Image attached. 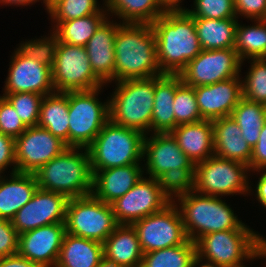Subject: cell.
I'll list each match as a JSON object with an SVG mask.
<instances>
[{
  "label": "cell",
  "instance_id": "obj_1",
  "mask_svg": "<svg viewBox=\"0 0 266 267\" xmlns=\"http://www.w3.org/2000/svg\"><path fill=\"white\" fill-rule=\"evenodd\" d=\"M162 74L179 75L202 48L193 17L185 8H168L152 24Z\"/></svg>",
  "mask_w": 266,
  "mask_h": 267
},
{
  "label": "cell",
  "instance_id": "obj_2",
  "mask_svg": "<svg viewBox=\"0 0 266 267\" xmlns=\"http://www.w3.org/2000/svg\"><path fill=\"white\" fill-rule=\"evenodd\" d=\"M114 51L115 82L163 75L157 62L155 34L149 23L117 24Z\"/></svg>",
  "mask_w": 266,
  "mask_h": 267
},
{
  "label": "cell",
  "instance_id": "obj_3",
  "mask_svg": "<svg viewBox=\"0 0 266 267\" xmlns=\"http://www.w3.org/2000/svg\"><path fill=\"white\" fill-rule=\"evenodd\" d=\"M34 176L38 188L58 192L68 198L83 197L92 192L93 173L87 148H66L40 167Z\"/></svg>",
  "mask_w": 266,
  "mask_h": 267
},
{
  "label": "cell",
  "instance_id": "obj_4",
  "mask_svg": "<svg viewBox=\"0 0 266 267\" xmlns=\"http://www.w3.org/2000/svg\"><path fill=\"white\" fill-rule=\"evenodd\" d=\"M176 201L186 235L193 242L208 233L250 229L219 196L203 195L193 190Z\"/></svg>",
  "mask_w": 266,
  "mask_h": 267
},
{
  "label": "cell",
  "instance_id": "obj_5",
  "mask_svg": "<svg viewBox=\"0 0 266 267\" xmlns=\"http://www.w3.org/2000/svg\"><path fill=\"white\" fill-rule=\"evenodd\" d=\"M144 136L136 129L123 127L109 119L87 147L92 173L113 167L140 164L143 160Z\"/></svg>",
  "mask_w": 266,
  "mask_h": 267
},
{
  "label": "cell",
  "instance_id": "obj_6",
  "mask_svg": "<svg viewBox=\"0 0 266 267\" xmlns=\"http://www.w3.org/2000/svg\"><path fill=\"white\" fill-rule=\"evenodd\" d=\"M263 236L253 229L208 233L196 242V254L219 267H245L244 260L263 256Z\"/></svg>",
  "mask_w": 266,
  "mask_h": 267
},
{
  "label": "cell",
  "instance_id": "obj_7",
  "mask_svg": "<svg viewBox=\"0 0 266 267\" xmlns=\"http://www.w3.org/2000/svg\"><path fill=\"white\" fill-rule=\"evenodd\" d=\"M116 86L109 99V119L144 135L149 134L154 106V77L118 81Z\"/></svg>",
  "mask_w": 266,
  "mask_h": 267
},
{
  "label": "cell",
  "instance_id": "obj_8",
  "mask_svg": "<svg viewBox=\"0 0 266 267\" xmlns=\"http://www.w3.org/2000/svg\"><path fill=\"white\" fill-rule=\"evenodd\" d=\"M101 89L68 92L69 147L87 148L109 120V100L97 97Z\"/></svg>",
  "mask_w": 266,
  "mask_h": 267
},
{
  "label": "cell",
  "instance_id": "obj_9",
  "mask_svg": "<svg viewBox=\"0 0 266 267\" xmlns=\"http://www.w3.org/2000/svg\"><path fill=\"white\" fill-rule=\"evenodd\" d=\"M118 225L111 204L92 194L69 198L65 219L66 233L103 243Z\"/></svg>",
  "mask_w": 266,
  "mask_h": 267
},
{
  "label": "cell",
  "instance_id": "obj_10",
  "mask_svg": "<svg viewBox=\"0 0 266 267\" xmlns=\"http://www.w3.org/2000/svg\"><path fill=\"white\" fill-rule=\"evenodd\" d=\"M244 163L212 156L195 164V191L210 196H227L251 193Z\"/></svg>",
  "mask_w": 266,
  "mask_h": 267
},
{
  "label": "cell",
  "instance_id": "obj_11",
  "mask_svg": "<svg viewBox=\"0 0 266 267\" xmlns=\"http://www.w3.org/2000/svg\"><path fill=\"white\" fill-rule=\"evenodd\" d=\"M51 71L55 92L89 91L104 85L94 74L84 46L58 42Z\"/></svg>",
  "mask_w": 266,
  "mask_h": 267
},
{
  "label": "cell",
  "instance_id": "obj_12",
  "mask_svg": "<svg viewBox=\"0 0 266 267\" xmlns=\"http://www.w3.org/2000/svg\"><path fill=\"white\" fill-rule=\"evenodd\" d=\"M135 229L143 253L184 244L186 235L182 217L175 202L160 212L148 215L131 224Z\"/></svg>",
  "mask_w": 266,
  "mask_h": 267
},
{
  "label": "cell",
  "instance_id": "obj_13",
  "mask_svg": "<svg viewBox=\"0 0 266 267\" xmlns=\"http://www.w3.org/2000/svg\"><path fill=\"white\" fill-rule=\"evenodd\" d=\"M242 63L234 48L202 50L179 76L188 86L210 85L240 76Z\"/></svg>",
  "mask_w": 266,
  "mask_h": 267
},
{
  "label": "cell",
  "instance_id": "obj_14",
  "mask_svg": "<svg viewBox=\"0 0 266 267\" xmlns=\"http://www.w3.org/2000/svg\"><path fill=\"white\" fill-rule=\"evenodd\" d=\"M171 202L164 196L157 179L140 180L122 197L111 203L118 224L131 225L148 215L160 212Z\"/></svg>",
  "mask_w": 266,
  "mask_h": 267
},
{
  "label": "cell",
  "instance_id": "obj_15",
  "mask_svg": "<svg viewBox=\"0 0 266 267\" xmlns=\"http://www.w3.org/2000/svg\"><path fill=\"white\" fill-rule=\"evenodd\" d=\"M66 148V143L46 128L38 125L27 127L22 135L15 138L17 172L34 174Z\"/></svg>",
  "mask_w": 266,
  "mask_h": 267
},
{
  "label": "cell",
  "instance_id": "obj_16",
  "mask_svg": "<svg viewBox=\"0 0 266 267\" xmlns=\"http://www.w3.org/2000/svg\"><path fill=\"white\" fill-rule=\"evenodd\" d=\"M69 198L61 193L38 188L11 220L18 234L54 223H65Z\"/></svg>",
  "mask_w": 266,
  "mask_h": 267
},
{
  "label": "cell",
  "instance_id": "obj_17",
  "mask_svg": "<svg viewBox=\"0 0 266 267\" xmlns=\"http://www.w3.org/2000/svg\"><path fill=\"white\" fill-rule=\"evenodd\" d=\"M10 59L5 93L30 92L46 96L55 92L51 68L23 56L17 49Z\"/></svg>",
  "mask_w": 266,
  "mask_h": 267
},
{
  "label": "cell",
  "instance_id": "obj_18",
  "mask_svg": "<svg viewBox=\"0 0 266 267\" xmlns=\"http://www.w3.org/2000/svg\"><path fill=\"white\" fill-rule=\"evenodd\" d=\"M65 233V223H54L19 234L17 253L40 267H55Z\"/></svg>",
  "mask_w": 266,
  "mask_h": 267
},
{
  "label": "cell",
  "instance_id": "obj_19",
  "mask_svg": "<svg viewBox=\"0 0 266 267\" xmlns=\"http://www.w3.org/2000/svg\"><path fill=\"white\" fill-rule=\"evenodd\" d=\"M144 136L142 158L146 174L157 179L165 171L178 168H195V164L184 154L171 133H153ZM153 135V136H152Z\"/></svg>",
  "mask_w": 266,
  "mask_h": 267
},
{
  "label": "cell",
  "instance_id": "obj_20",
  "mask_svg": "<svg viewBox=\"0 0 266 267\" xmlns=\"http://www.w3.org/2000/svg\"><path fill=\"white\" fill-rule=\"evenodd\" d=\"M242 78L232 77L214 84L194 87L197 105L204 120L231 115L242 99Z\"/></svg>",
  "mask_w": 266,
  "mask_h": 267
},
{
  "label": "cell",
  "instance_id": "obj_21",
  "mask_svg": "<svg viewBox=\"0 0 266 267\" xmlns=\"http://www.w3.org/2000/svg\"><path fill=\"white\" fill-rule=\"evenodd\" d=\"M109 17L98 27L84 46L94 74L104 83L115 80L114 42L117 34V22Z\"/></svg>",
  "mask_w": 266,
  "mask_h": 267
},
{
  "label": "cell",
  "instance_id": "obj_22",
  "mask_svg": "<svg viewBox=\"0 0 266 267\" xmlns=\"http://www.w3.org/2000/svg\"><path fill=\"white\" fill-rule=\"evenodd\" d=\"M141 164L113 167L93 173L91 194L107 204L122 197L142 178L144 169Z\"/></svg>",
  "mask_w": 266,
  "mask_h": 267
},
{
  "label": "cell",
  "instance_id": "obj_23",
  "mask_svg": "<svg viewBox=\"0 0 266 267\" xmlns=\"http://www.w3.org/2000/svg\"><path fill=\"white\" fill-rule=\"evenodd\" d=\"M214 156L250 165L252 148L242 137L239 125L231 118L212 120Z\"/></svg>",
  "mask_w": 266,
  "mask_h": 267
},
{
  "label": "cell",
  "instance_id": "obj_24",
  "mask_svg": "<svg viewBox=\"0 0 266 267\" xmlns=\"http://www.w3.org/2000/svg\"><path fill=\"white\" fill-rule=\"evenodd\" d=\"M178 146L196 164L214 155L212 120L181 124L171 132Z\"/></svg>",
  "mask_w": 266,
  "mask_h": 267
},
{
  "label": "cell",
  "instance_id": "obj_25",
  "mask_svg": "<svg viewBox=\"0 0 266 267\" xmlns=\"http://www.w3.org/2000/svg\"><path fill=\"white\" fill-rule=\"evenodd\" d=\"M181 83L179 75L163 74L154 77L152 133H170L175 128L173 102L175 90Z\"/></svg>",
  "mask_w": 266,
  "mask_h": 267
},
{
  "label": "cell",
  "instance_id": "obj_26",
  "mask_svg": "<svg viewBox=\"0 0 266 267\" xmlns=\"http://www.w3.org/2000/svg\"><path fill=\"white\" fill-rule=\"evenodd\" d=\"M5 179L0 174V218L12 220L15 214L29 202L38 184L32 173H10Z\"/></svg>",
  "mask_w": 266,
  "mask_h": 267
},
{
  "label": "cell",
  "instance_id": "obj_27",
  "mask_svg": "<svg viewBox=\"0 0 266 267\" xmlns=\"http://www.w3.org/2000/svg\"><path fill=\"white\" fill-rule=\"evenodd\" d=\"M104 257L125 267H141L143 251L132 225L119 224L103 242Z\"/></svg>",
  "mask_w": 266,
  "mask_h": 267
},
{
  "label": "cell",
  "instance_id": "obj_28",
  "mask_svg": "<svg viewBox=\"0 0 266 267\" xmlns=\"http://www.w3.org/2000/svg\"><path fill=\"white\" fill-rule=\"evenodd\" d=\"M103 257V243L65 233L55 267H97Z\"/></svg>",
  "mask_w": 266,
  "mask_h": 267
},
{
  "label": "cell",
  "instance_id": "obj_29",
  "mask_svg": "<svg viewBox=\"0 0 266 267\" xmlns=\"http://www.w3.org/2000/svg\"><path fill=\"white\" fill-rule=\"evenodd\" d=\"M202 50L234 48L238 18L193 17Z\"/></svg>",
  "mask_w": 266,
  "mask_h": 267
},
{
  "label": "cell",
  "instance_id": "obj_30",
  "mask_svg": "<svg viewBox=\"0 0 266 267\" xmlns=\"http://www.w3.org/2000/svg\"><path fill=\"white\" fill-rule=\"evenodd\" d=\"M37 125L46 128L69 147L68 92H53L44 96Z\"/></svg>",
  "mask_w": 266,
  "mask_h": 267
},
{
  "label": "cell",
  "instance_id": "obj_31",
  "mask_svg": "<svg viewBox=\"0 0 266 267\" xmlns=\"http://www.w3.org/2000/svg\"><path fill=\"white\" fill-rule=\"evenodd\" d=\"M108 14L117 15L122 23L152 24L168 9L162 0H103Z\"/></svg>",
  "mask_w": 266,
  "mask_h": 267
},
{
  "label": "cell",
  "instance_id": "obj_32",
  "mask_svg": "<svg viewBox=\"0 0 266 267\" xmlns=\"http://www.w3.org/2000/svg\"><path fill=\"white\" fill-rule=\"evenodd\" d=\"M107 17L108 13H95L69 21H52L55 25L51 31L57 35L59 42L85 46Z\"/></svg>",
  "mask_w": 266,
  "mask_h": 267
},
{
  "label": "cell",
  "instance_id": "obj_33",
  "mask_svg": "<svg viewBox=\"0 0 266 267\" xmlns=\"http://www.w3.org/2000/svg\"><path fill=\"white\" fill-rule=\"evenodd\" d=\"M252 26H236L235 46L242 62L245 59H266V21L253 20ZM256 22V23H255Z\"/></svg>",
  "mask_w": 266,
  "mask_h": 267
},
{
  "label": "cell",
  "instance_id": "obj_34",
  "mask_svg": "<svg viewBox=\"0 0 266 267\" xmlns=\"http://www.w3.org/2000/svg\"><path fill=\"white\" fill-rule=\"evenodd\" d=\"M230 116L239 125L242 137L253 148L266 122V105L242 98Z\"/></svg>",
  "mask_w": 266,
  "mask_h": 267
},
{
  "label": "cell",
  "instance_id": "obj_35",
  "mask_svg": "<svg viewBox=\"0 0 266 267\" xmlns=\"http://www.w3.org/2000/svg\"><path fill=\"white\" fill-rule=\"evenodd\" d=\"M196 255V244L188 239L175 247L145 253L141 267H191Z\"/></svg>",
  "mask_w": 266,
  "mask_h": 267
},
{
  "label": "cell",
  "instance_id": "obj_36",
  "mask_svg": "<svg viewBox=\"0 0 266 267\" xmlns=\"http://www.w3.org/2000/svg\"><path fill=\"white\" fill-rule=\"evenodd\" d=\"M157 180L164 196L171 203L176 202L175 199L195 189V168L171 169L161 174Z\"/></svg>",
  "mask_w": 266,
  "mask_h": 267
},
{
  "label": "cell",
  "instance_id": "obj_37",
  "mask_svg": "<svg viewBox=\"0 0 266 267\" xmlns=\"http://www.w3.org/2000/svg\"><path fill=\"white\" fill-rule=\"evenodd\" d=\"M173 107L175 127L204 120L198 109L194 87L183 82L175 90Z\"/></svg>",
  "mask_w": 266,
  "mask_h": 267
},
{
  "label": "cell",
  "instance_id": "obj_38",
  "mask_svg": "<svg viewBox=\"0 0 266 267\" xmlns=\"http://www.w3.org/2000/svg\"><path fill=\"white\" fill-rule=\"evenodd\" d=\"M242 81V98L266 105V59H251Z\"/></svg>",
  "mask_w": 266,
  "mask_h": 267
},
{
  "label": "cell",
  "instance_id": "obj_39",
  "mask_svg": "<svg viewBox=\"0 0 266 267\" xmlns=\"http://www.w3.org/2000/svg\"><path fill=\"white\" fill-rule=\"evenodd\" d=\"M48 13L51 21H69L95 13L108 12L104 6L99 8L97 0H61Z\"/></svg>",
  "mask_w": 266,
  "mask_h": 267
},
{
  "label": "cell",
  "instance_id": "obj_40",
  "mask_svg": "<svg viewBox=\"0 0 266 267\" xmlns=\"http://www.w3.org/2000/svg\"><path fill=\"white\" fill-rule=\"evenodd\" d=\"M18 113L21 121L26 127H33L38 124L40 106L43 95L30 92L3 93V95Z\"/></svg>",
  "mask_w": 266,
  "mask_h": 267
},
{
  "label": "cell",
  "instance_id": "obj_41",
  "mask_svg": "<svg viewBox=\"0 0 266 267\" xmlns=\"http://www.w3.org/2000/svg\"><path fill=\"white\" fill-rule=\"evenodd\" d=\"M51 36L29 40L20 44L17 50L25 57L37 60L39 63L53 68L55 61L58 37L54 32Z\"/></svg>",
  "mask_w": 266,
  "mask_h": 267
},
{
  "label": "cell",
  "instance_id": "obj_42",
  "mask_svg": "<svg viewBox=\"0 0 266 267\" xmlns=\"http://www.w3.org/2000/svg\"><path fill=\"white\" fill-rule=\"evenodd\" d=\"M193 9L185 10L192 17L209 19L237 18L234 0H194Z\"/></svg>",
  "mask_w": 266,
  "mask_h": 267
},
{
  "label": "cell",
  "instance_id": "obj_43",
  "mask_svg": "<svg viewBox=\"0 0 266 267\" xmlns=\"http://www.w3.org/2000/svg\"><path fill=\"white\" fill-rule=\"evenodd\" d=\"M26 129L14 107L4 96H0V133L17 138Z\"/></svg>",
  "mask_w": 266,
  "mask_h": 267
},
{
  "label": "cell",
  "instance_id": "obj_44",
  "mask_svg": "<svg viewBox=\"0 0 266 267\" xmlns=\"http://www.w3.org/2000/svg\"><path fill=\"white\" fill-rule=\"evenodd\" d=\"M18 236L12 222L0 218V258L17 253Z\"/></svg>",
  "mask_w": 266,
  "mask_h": 267
},
{
  "label": "cell",
  "instance_id": "obj_45",
  "mask_svg": "<svg viewBox=\"0 0 266 267\" xmlns=\"http://www.w3.org/2000/svg\"><path fill=\"white\" fill-rule=\"evenodd\" d=\"M236 17L244 16L252 20L266 19V0H234Z\"/></svg>",
  "mask_w": 266,
  "mask_h": 267
},
{
  "label": "cell",
  "instance_id": "obj_46",
  "mask_svg": "<svg viewBox=\"0 0 266 267\" xmlns=\"http://www.w3.org/2000/svg\"><path fill=\"white\" fill-rule=\"evenodd\" d=\"M12 167V172H17L15 160V138L0 133V174L2 175L7 166Z\"/></svg>",
  "mask_w": 266,
  "mask_h": 267
},
{
  "label": "cell",
  "instance_id": "obj_47",
  "mask_svg": "<svg viewBox=\"0 0 266 267\" xmlns=\"http://www.w3.org/2000/svg\"><path fill=\"white\" fill-rule=\"evenodd\" d=\"M249 169L253 172L266 169V122L261 129L258 142L252 148Z\"/></svg>",
  "mask_w": 266,
  "mask_h": 267
},
{
  "label": "cell",
  "instance_id": "obj_48",
  "mask_svg": "<svg viewBox=\"0 0 266 267\" xmlns=\"http://www.w3.org/2000/svg\"><path fill=\"white\" fill-rule=\"evenodd\" d=\"M0 267H40L18 253L0 258Z\"/></svg>",
  "mask_w": 266,
  "mask_h": 267
},
{
  "label": "cell",
  "instance_id": "obj_49",
  "mask_svg": "<svg viewBox=\"0 0 266 267\" xmlns=\"http://www.w3.org/2000/svg\"><path fill=\"white\" fill-rule=\"evenodd\" d=\"M257 172H264L258 178V183L256 184L255 197L260 202V204L266 208V170H257Z\"/></svg>",
  "mask_w": 266,
  "mask_h": 267
},
{
  "label": "cell",
  "instance_id": "obj_50",
  "mask_svg": "<svg viewBox=\"0 0 266 267\" xmlns=\"http://www.w3.org/2000/svg\"><path fill=\"white\" fill-rule=\"evenodd\" d=\"M39 2V0H0V3L3 4V5H17V6H27L30 4H34L35 2Z\"/></svg>",
  "mask_w": 266,
  "mask_h": 267
},
{
  "label": "cell",
  "instance_id": "obj_51",
  "mask_svg": "<svg viewBox=\"0 0 266 267\" xmlns=\"http://www.w3.org/2000/svg\"><path fill=\"white\" fill-rule=\"evenodd\" d=\"M203 261V259L200 257V256H198V255H196L195 257H194V259H193V261H192V266L191 267H196L197 265L199 266V267H219V266H217L215 263H213V262H210V261H204L203 263H201ZM206 262V263H205ZM201 264V265H200Z\"/></svg>",
  "mask_w": 266,
  "mask_h": 267
},
{
  "label": "cell",
  "instance_id": "obj_52",
  "mask_svg": "<svg viewBox=\"0 0 266 267\" xmlns=\"http://www.w3.org/2000/svg\"><path fill=\"white\" fill-rule=\"evenodd\" d=\"M97 267H125L103 257Z\"/></svg>",
  "mask_w": 266,
  "mask_h": 267
},
{
  "label": "cell",
  "instance_id": "obj_53",
  "mask_svg": "<svg viewBox=\"0 0 266 267\" xmlns=\"http://www.w3.org/2000/svg\"><path fill=\"white\" fill-rule=\"evenodd\" d=\"M168 8H180L182 0H162Z\"/></svg>",
  "mask_w": 266,
  "mask_h": 267
},
{
  "label": "cell",
  "instance_id": "obj_54",
  "mask_svg": "<svg viewBox=\"0 0 266 267\" xmlns=\"http://www.w3.org/2000/svg\"><path fill=\"white\" fill-rule=\"evenodd\" d=\"M61 0H43L44 5L46 6L45 10L49 11L53 6H55Z\"/></svg>",
  "mask_w": 266,
  "mask_h": 267
},
{
  "label": "cell",
  "instance_id": "obj_55",
  "mask_svg": "<svg viewBox=\"0 0 266 267\" xmlns=\"http://www.w3.org/2000/svg\"><path fill=\"white\" fill-rule=\"evenodd\" d=\"M263 256L266 260V238H263Z\"/></svg>",
  "mask_w": 266,
  "mask_h": 267
}]
</instances>
